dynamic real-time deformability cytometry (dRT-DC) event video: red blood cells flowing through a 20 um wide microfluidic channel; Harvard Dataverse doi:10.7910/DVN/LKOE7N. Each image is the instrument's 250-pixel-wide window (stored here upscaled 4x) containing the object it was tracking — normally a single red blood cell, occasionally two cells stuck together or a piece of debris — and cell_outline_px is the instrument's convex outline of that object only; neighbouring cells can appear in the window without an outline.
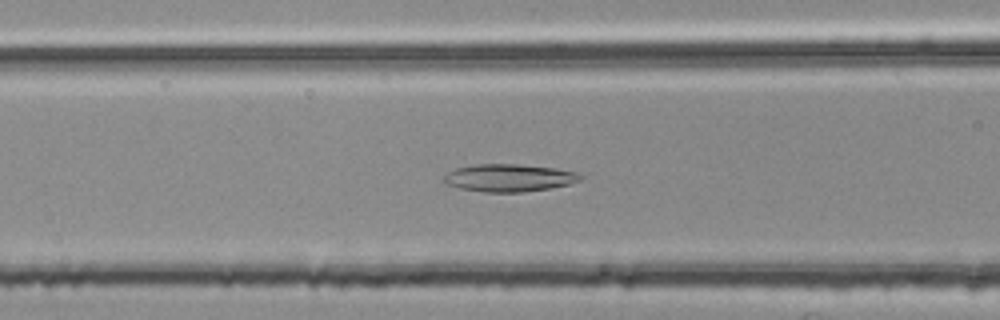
{"species": "common noctule bat (a hibernating species)", "species_latin": "Nyctalus noctula", "temperature_condition": "room temperature", "stored_images_in_passage": 49, "camera_frame_rate_fps": 3000, "um_per_image_px": 0.085, "animal": {"sex": "female", "body_mass_g": 25.1}, "frame": {"image": 1, "passage_image": 21, "time_ms": 6.667, "image_size_px": [1000, 320], "cell_outline_px": [[584, 176], [580, 180], [568, 184], [548, 188], [524, 192], [484, 192], [460, 188], [448, 184], [440, 180], [448, 172], [456, 168], [472, 164], [520, 164], [552, 168], [576, 172]], "centroid_in_image_um": [43.22, 15.11], "position_along_channel_um": 123.4, "area_um2": 21.85}}
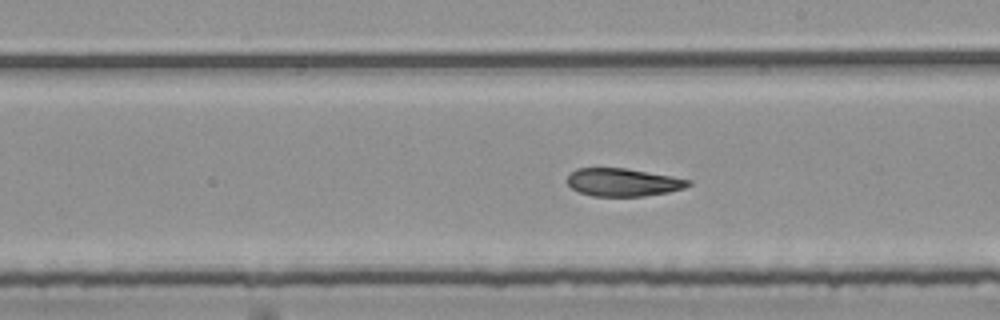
{"frame": {"image": 2, "passage_image": 30, "time_ms": 9.667, "image_size_px": [1000, 320], "cell_outline_px": [[692, 184], [684, 188], [668, 192], [644, 196], [592, 196], [580, 192], [572, 188], [564, 180], [576, 168], [624, 168], [672, 176], [692, 180]], "centroid_in_image_um": [52.95, 15.49], "position_along_channel_um": 236.0, "area_um2": 19.71}}
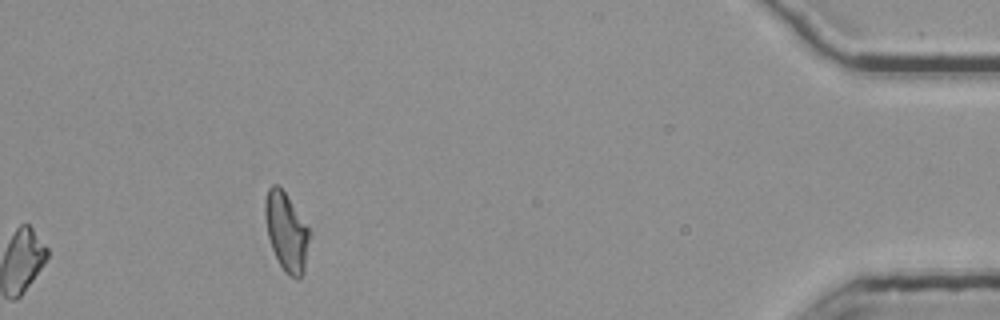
{"frame": {"image": 3, "passage_image": 49, "time_ms": 16.0, "image_size_px": [1000, 320], "cell_outline_px": [[312, 236], [304, 272], [296, 280], [288, 276], [284, 272], [272, 248], [268, 236], [264, 212], [264, 200], [268, 188], [272, 184], [276, 184], [284, 192], [308, 224], [312, 232]], "centroid_in_image_um": [24.39, 19.72], "position_along_channel_um": 410.8, "area_um2": 20.81}, "authors_computed_cell_mechanics": {"area_um2": 21.2126, "velocity_mm_per_s": 3.7594, "shape_relaxation_time_tau1_ms": null, "shape_relaxation_time_tau2_ms": 7.4322, "deformation_change_tau1": null, "deformation_change_tau2": 0.1545}}